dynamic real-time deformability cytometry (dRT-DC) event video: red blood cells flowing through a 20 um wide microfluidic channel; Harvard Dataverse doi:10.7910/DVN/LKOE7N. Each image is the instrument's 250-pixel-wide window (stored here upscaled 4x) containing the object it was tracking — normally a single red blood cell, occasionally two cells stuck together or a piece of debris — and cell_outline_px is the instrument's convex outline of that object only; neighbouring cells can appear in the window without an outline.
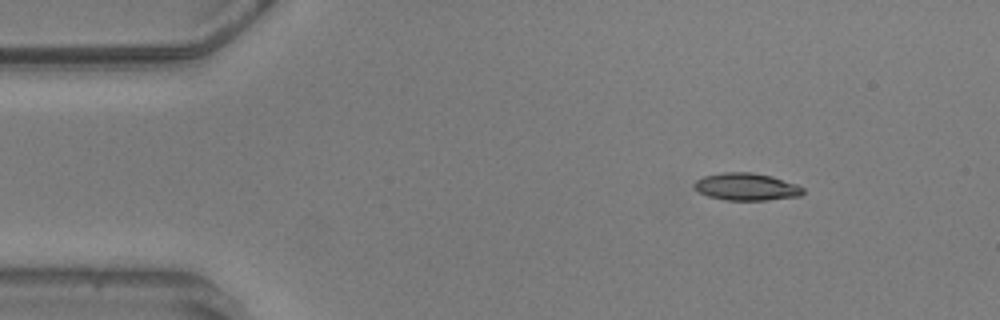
{"species": "common noctule bat (a hibernating species)", "species_latin": "Nyctalus noctula", "temperature_condition": "warm", "stored_images_in_passage": 3, "camera_frame_rate_fps": 3000, "um_per_image_px": 0.085, "animal": {"sex": "male", "body_mass_g": 20.5, "forearm_length_mm": 52.5}, "frame": {"image": 1, "passage_image": 1, "time_ms": 0.0, "image_size_px": [1000, 320], "cell_outline_px": [[804, 192], [800, 196], [768, 200], [724, 200], [708, 196], [692, 188], [692, 184], [696, 180], [704, 176], [724, 172], [752, 172], [772, 176], [796, 184], [804, 188]], "centroid_in_image_um": [63.43, 15.87], "position_along_channel_um": 21.6, "area_um2": 17.46}}